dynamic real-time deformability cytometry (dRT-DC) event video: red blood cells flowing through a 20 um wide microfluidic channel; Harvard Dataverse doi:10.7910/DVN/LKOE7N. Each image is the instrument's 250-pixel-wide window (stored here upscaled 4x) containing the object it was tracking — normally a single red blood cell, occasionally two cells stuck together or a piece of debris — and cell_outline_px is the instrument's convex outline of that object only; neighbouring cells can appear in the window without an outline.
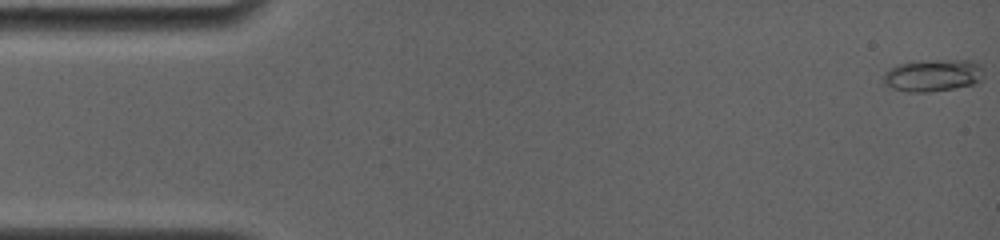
{"species": "common noctule bat (a hibernating species)", "species_latin": "Nyctalus noctula", "temperature_condition": "room temperature", "stored_images_in_passage": 65, "camera_frame_rate_fps": 4000, "um_per_image_px": 0.085, "animal": {"sex": "female", "body_mass_g": 19.0, "forearm_length_mm": 56.7}, "frame": {"image": 1, "passage_image": 1, "time_ms": 0.0, "image_size_px": [1000, 240], "cell_outline_px": [[984, 76], [976, 84], [928, 92], [908, 92], [892, 88], [884, 84], [880, 76], [888, 68], [896, 64], [920, 60], [968, 60], [980, 64], [984, 68]], "centroid_in_image_um": [79.26, 6.39], "position_along_channel_um": 5.7, "area_um2": 19.31}}
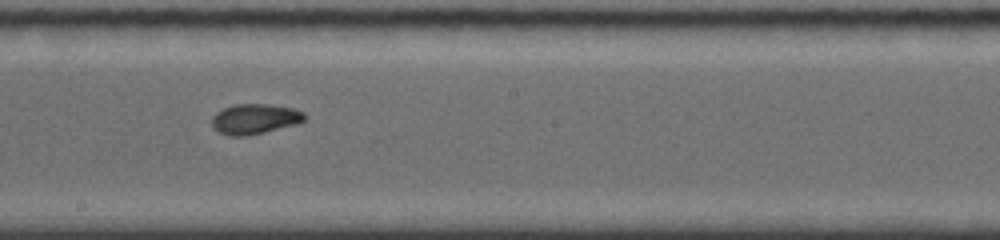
{"frame": {"image": 2, "passage_image": 39, "time_ms": 9.25, "image_size_px": [1000, 240], "cell_outline_px": [[308, 116], [304, 120], [296, 124], [264, 132], [244, 136], [228, 136], [212, 128], [212, 116], [216, 112], [224, 108], [236, 104], [268, 104], [292, 108], [304, 112]], "centroid_in_image_um": [21.65, 10.11], "position_along_channel_um": 226.6, "area_um2": 16.3}}
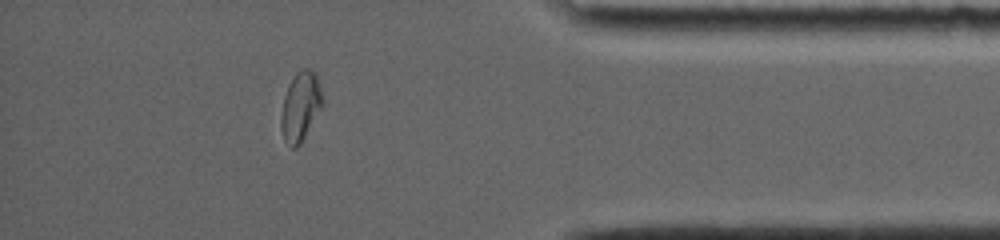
{"frame": {"image": 3, "passage_image": 59, "time_ms": 14.5, "image_size_px": [1000, 240], "cell_outline_px": [[324, 104], [300, 144], [296, 148], [292, 148], [284, 140], [280, 128], [280, 116], [284, 96], [288, 84], [296, 72], [304, 68], [308, 68], [316, 72], [320, 84], [324, 100]], "centroid_in_image_um": [25.55, 9.03], "position_along_channel_um": 409.7, "area_um2": 17.05}, "authors_computed_cell_mechanics": {"area_um2": 16.2418, "velocity_mm_per_s": 3.8097, "shape_relaxation_time_tau1_ms": 7.2271, "shape_relaxation_time_tau2_ms": 1.5568, "deformation_change_tau1": 0.2343, "deformation_change_tau2": 0.0396}}